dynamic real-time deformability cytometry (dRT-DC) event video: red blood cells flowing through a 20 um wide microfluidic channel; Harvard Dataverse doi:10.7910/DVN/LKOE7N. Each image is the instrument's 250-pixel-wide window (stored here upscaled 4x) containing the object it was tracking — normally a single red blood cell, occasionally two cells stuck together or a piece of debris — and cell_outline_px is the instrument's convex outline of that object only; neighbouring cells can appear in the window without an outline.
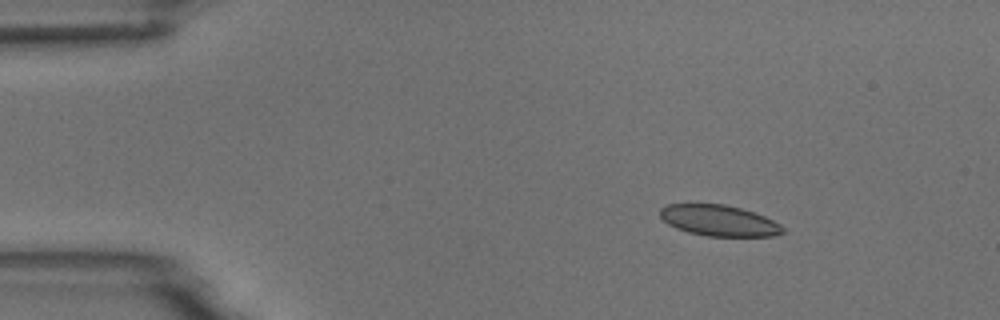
{"species": "common noctule bat (a hibernating species)", "species_latin": "Nyctalus noctula", "temperature_condition": "room temperature", "stored_images_in_passage": 8, "camera_frame_rate_fps": 3000, "um_per_image_px": 0.085, "animal": {"sex": "male", "body_mass_g": 18.8}, "frame": {"image": 1, "passage_image": 3, "time_ms": 2.333, "image_size_px": [1000, 320], "cell_outline_px": [[784, 232], [776, 236], [708, 236], [688, 232], [676, 228], [668, 224], [660, 216], [660, 208], [668, 204], [724, 204], [740, 208], [764, 216], [780, 224], [784, 228]], "centroid_in_image_um": [61.11, 18.75], "position_along_channel_um": 23.9, "area_um2": 22.02}}
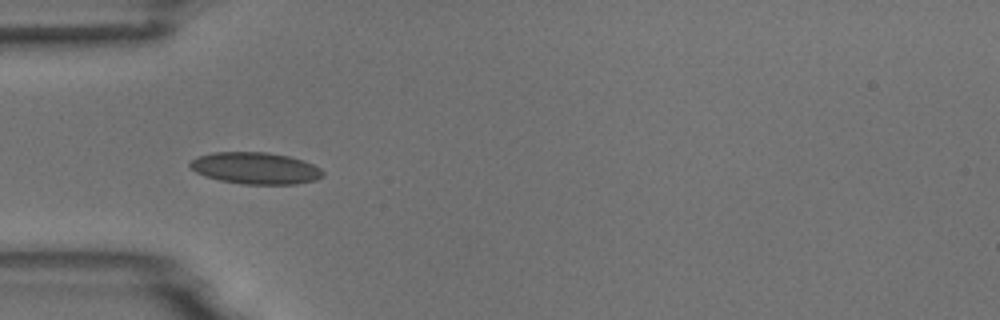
{"frame": {"image": 2, "passage_image": 5, "time_ms": 5.333, "image_size_px": [1000, 320], "cell_outline_px": [[324, 176], [316, 180], [296, 184], [244, 184], [220, 180], [204, 176], [196, 172], [188, 164], [196, 156], [212, 152], [268, 152], [288, 156], [304, 160], [320, 168], [324, 172]], "centroid_in_image_um": [21.72, 14.29], "position_along_channel_um": 63.3, "area_um2": 24.68}}